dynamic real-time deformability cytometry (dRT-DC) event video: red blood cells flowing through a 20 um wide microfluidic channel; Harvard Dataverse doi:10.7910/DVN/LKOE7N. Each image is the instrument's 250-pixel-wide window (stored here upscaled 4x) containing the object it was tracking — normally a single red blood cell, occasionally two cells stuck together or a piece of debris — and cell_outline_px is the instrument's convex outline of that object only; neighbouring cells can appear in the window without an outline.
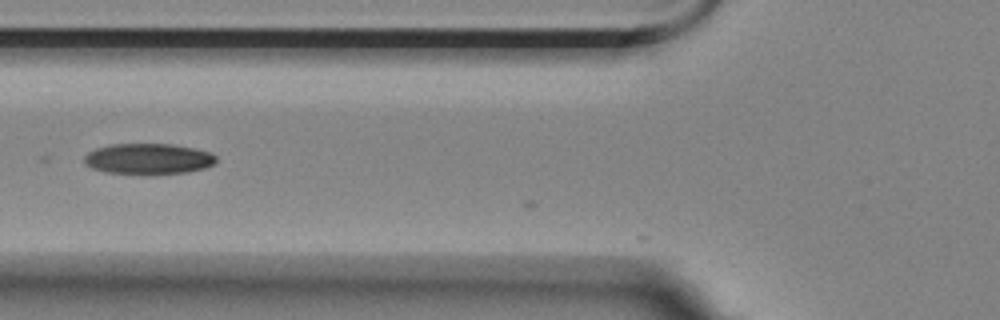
{"species": "Egyptian fruit bat (a non-hibernating species)", "species_latin": "Rousettus aegyptiacus", "temperature_condition": "room temperature", "stored_images_in_passage": 5, "camera_frame_rate_fps": 3000, "um_per_image_px": 0.085, "animal": {"sex": "female"}, "frame": {"image": 1, "passage_image": 2, "time_ms": 0.333, "image_size_px": [1000, 320], "cell_outline_px": [[216, 160], [212, 164], [204, 168], [188, 172], [148, 176], [144, 176], [108, 172], [92, 168], [84, 164], [84, 156], [88, 152], [96, 148], [112, 144], [172, 144], [196, 148], [212, 152], [216, 156]], "centroid_in_image_um": [12.61, 13.52], "position_along_channel_um": 113.2, "area_um2": 24.28}}